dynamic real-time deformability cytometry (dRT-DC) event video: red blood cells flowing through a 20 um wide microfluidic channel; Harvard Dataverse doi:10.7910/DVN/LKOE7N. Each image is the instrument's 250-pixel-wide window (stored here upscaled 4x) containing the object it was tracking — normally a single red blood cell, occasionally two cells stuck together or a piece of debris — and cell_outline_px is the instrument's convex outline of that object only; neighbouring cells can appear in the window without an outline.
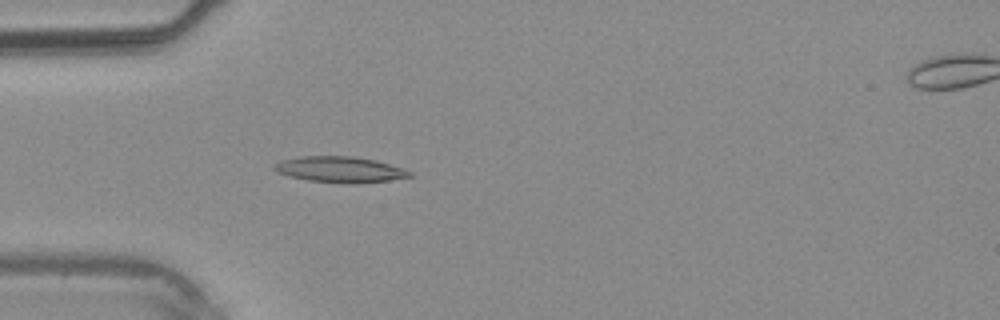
{"species": "common noctule bat (a hibernating species)", "species_latin": "Nyctalus noctula", "temperature_condition": "warm", "stored_images_in_passage": 39, "camera_frame_rate_fps": 3000, "um_per_image_px": 0.085, "animal": {"sex": "male", "body_mass_g": 20.4}, "frame": {"image": 1, "passage_image": 12, "time_ms": 3.667, "image_size_px": [1000, 320], "cell_outline_px": [[412, 176], [388, 180], [308, 180], [288, 176], [276, 172], [272, 168], [280, 160], [300, 156], [352, 156], [376, 160], [404, 168], [412, 172]], "centroid_in_image_um": [28.83, 14.34], "position_along_channel_um": 56.2, "area_um2": 19.31}}
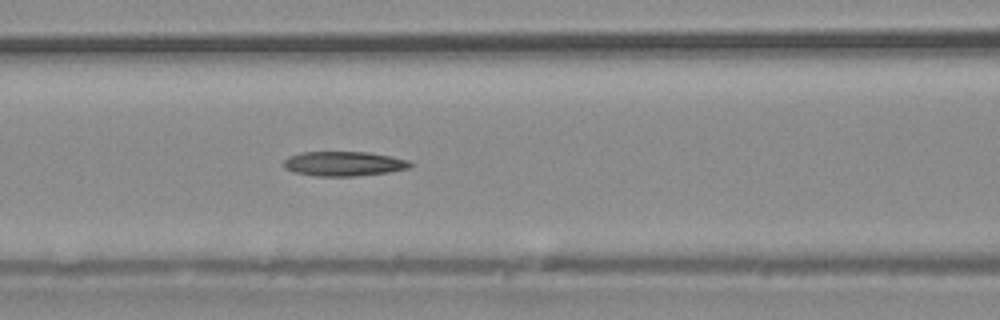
{"frame": {"image": 2, "passage_image": 17, "time_ms": 5.333, "image_size_px": [1000, 320], "cell_outline_px": [[416, 164], [408, 168], [388, 172], [356, 176], [316, 176], [292, 172], [284, 168], [284, 160], [288, 156], [300, 152], [368, 152], [408, 160]], "centroid_in_image_um": [29.2, 13.92], "position_along_channel_um": 137.4, "area_um2": 18.21}}